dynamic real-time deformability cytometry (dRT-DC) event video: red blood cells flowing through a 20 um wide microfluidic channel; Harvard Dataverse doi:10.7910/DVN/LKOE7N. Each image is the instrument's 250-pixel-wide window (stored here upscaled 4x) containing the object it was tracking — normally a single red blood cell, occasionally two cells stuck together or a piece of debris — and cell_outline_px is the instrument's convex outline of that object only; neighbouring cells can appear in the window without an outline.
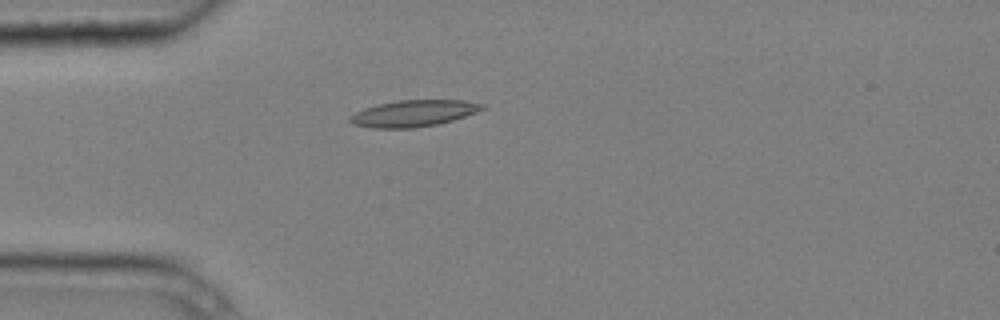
{"species": "common noctule bat (a hibernating species)", "species_latin": "Nyctalus noctula", "temperature_condition": "cold", "stored_images_in_passage": 3, "camera_frame_rate_fps": 3000, "um_per_image_px": 0.085, "animal": {"sex": "male", "body_mass_g": 20.4}, "frame": {"image": 1, "passage_image": 3, "time_ms": 0.667, "image_size_px": [1000, 320], "cell_outline_px": [[488, 108], [452, 120], [436, 124], [412, 128], [372, 128], [352, 124], [348, 120], [356, 112], [364, 108], [380, 104], [400, 100], [464, 100], [484, 104]], "centroid_in_image_um": [35.18, 9.63], "position_along_channel_um": 49.8, "area_um2": 20.23}}